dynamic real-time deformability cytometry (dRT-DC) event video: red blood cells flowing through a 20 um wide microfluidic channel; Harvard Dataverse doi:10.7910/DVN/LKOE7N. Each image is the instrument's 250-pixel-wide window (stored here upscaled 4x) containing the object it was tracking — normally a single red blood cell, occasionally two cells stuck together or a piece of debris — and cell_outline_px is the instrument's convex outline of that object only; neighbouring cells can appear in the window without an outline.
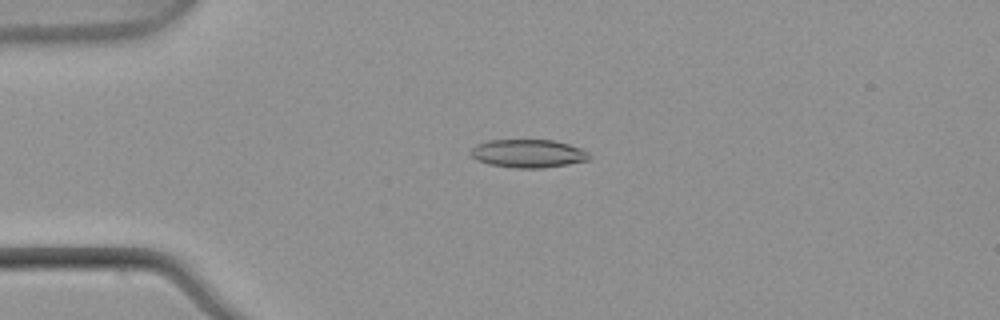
{"species": "common noctule bat (a hibernating species)", "species_latin": "Nyctalus noctula", "temperature_condition": "warm", "stored_images_in_passage": 52, "camera_frame_rate_fps": 3000, "um_per_image_px": 0.085, "animal": {"sex": "male", "body_mass_g": 21.5, "forearm_length_mm": 52.0}, "frame": {"image": 1, "passage_image": 12, "time_ms": 3.667, "image_size_px": [1000, 320], "cell_outline_px": [[588, 160], [568, 164], [544, 168], [516, 168], [488, 164], [476, 160], [468, 152], [476, 144], [488, 140], [552, 140], [568, 144], [580, 148], [588, 152]], "centroid_in_image_um": [44.84, 13.05], "position_along_channel_um": 40.2, "area_um2": 19.48}}
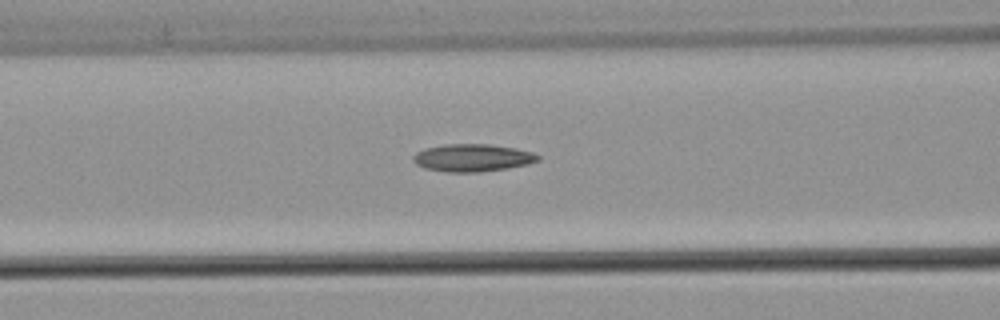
{"frame": {"image": 2, "passage_image": 21, "time_ms": 6.667, "image_size_px": [1000, 320], "cell_outline_px": [[540, 160], [528, 164], [508, 168], [480, 172], [444, 172], [424, 168], [416, 164], [412, 160], [412, 156], [416, 152], [428, 148], [444, 144], [488, 144], [516, 148], [532, 152], [540, 156]], "centroid_in_image_um": [40.16, 13.42], "position_along_channel_um": 126.4, "area_um2": 20.11}}
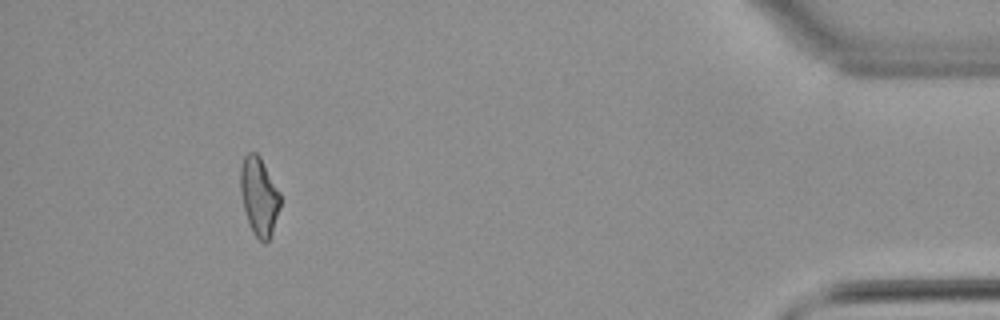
{"frame": {"image": 3, "passage_image": 48, "time_ms": 15.667, "image_size_px": [1000, 320], "cell_outline_px": [[280, 208], [272, 232], [268, 240], [264, 244], [252, 232], [244, 208], [240, 192], [240, 168], [244, 156], [248, 152], [256, 152], [260, 156], [280, 192]], "centroid_in_image_um": [22.02, 16.66], "position_along_channel_um": 413.2, "area_um2": 18.15}, "authors_computed_cell_mechanics": {"area_um2": 18.8717, "velocity_mm_per_s": 3.8838, "shape_relaxation_time_tau1_ms": null, "shape_relaxation_time_tau2_ms": 4.5348, "deformation_change_tau1": null, "deformation_change_tau2": 0.1421}}